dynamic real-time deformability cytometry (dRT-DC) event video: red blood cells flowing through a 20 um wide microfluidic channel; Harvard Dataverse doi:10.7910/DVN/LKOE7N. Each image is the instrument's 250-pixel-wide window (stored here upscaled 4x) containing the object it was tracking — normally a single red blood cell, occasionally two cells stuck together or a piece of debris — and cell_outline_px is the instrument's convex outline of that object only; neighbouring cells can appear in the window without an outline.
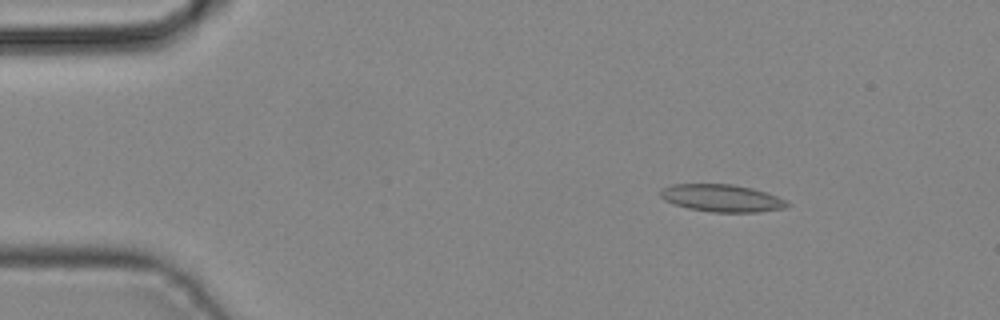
{"species": "common noctule bat (a hibernating species)", "species_latin": "Nyctalus noctula", "temperature_condition": "cold", "stored_images_in_passage": 11, "camera_frame_rate_fps": 3000, "um_per_image_px": 0.085, "animal": {"sex": "male", "body_mass_g": 19.2, "forearm_length_mm": 51.8}, "frame": {"image": 1, "passage_image": 5, "time_ms": 1.333, "image_size_px": [1000, 320], "cell_outline_px": [[792, 204], [784, 208], [756, 212], [712, 212], [688, 208], [664, 200], [660, 196], [660, 188], [672, 184], [732, 184], [752, 188], [776, 196]], "centroid_in_image_um": [61.32, 16.83], "position_along_channel_um": 23.7, "area_um2": 20.11}}